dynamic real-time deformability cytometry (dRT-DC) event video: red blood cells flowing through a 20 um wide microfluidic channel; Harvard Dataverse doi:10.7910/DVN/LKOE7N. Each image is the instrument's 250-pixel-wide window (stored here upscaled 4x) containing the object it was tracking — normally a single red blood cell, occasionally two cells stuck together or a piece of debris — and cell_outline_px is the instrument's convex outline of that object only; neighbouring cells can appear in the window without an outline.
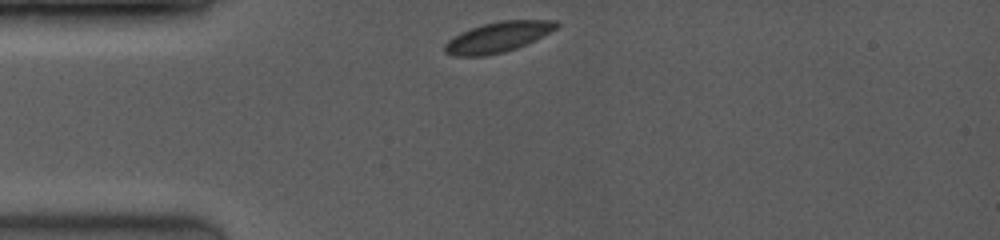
{"species": "common noctule bat (a hibernating species)", "species_latin": "Nyctalus noctula", "temperature_condition": "room temperature", "stored_images_in_passage": 47, "camera_frame_rate_fps": 3500, "um_per_image_px": 0.085, "animal": {"sex": "female", "body_mass_g": 19.0, "forearm_length_mm": 53.3}, "frame": {"image": 1, "passage_image": 1, "time_ms": 0.0, "image_size_px": [1000, 240], "cell_outline_px": [[560, 24], [556, 28], [516, 48], [504, 52], [484, 56], [452, 56], [444, 52], [444, 44], [452, 36], [460, 32], [484, 24], [500, 20], [556, 20]], "centroid_in_image_um": [42.25, 3.15], "position_along_channel_um": 42.8, "area_um2": 19.54}}
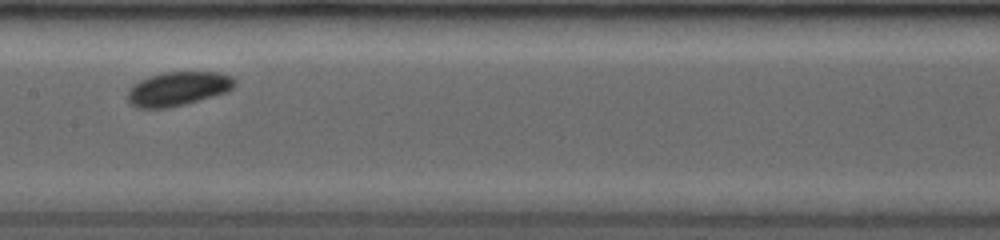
{"frame": {"image": 2, "passage_image": 19, "time_ms": 4.286, "image_size_px": [1000, 240], "cell_outline_px": [[236, 84], [228, 92], [184, 104], [168, 108], [136, 108], [128, 100], [128, 92], [132, 84], [148, 76], [164, 72], [220, 72], [232, 76], [236, 80]], "centroid_in_image_um": [15.14, 7.53], "position_along_channel_um": 192.3, "area_um2": 21.33}}
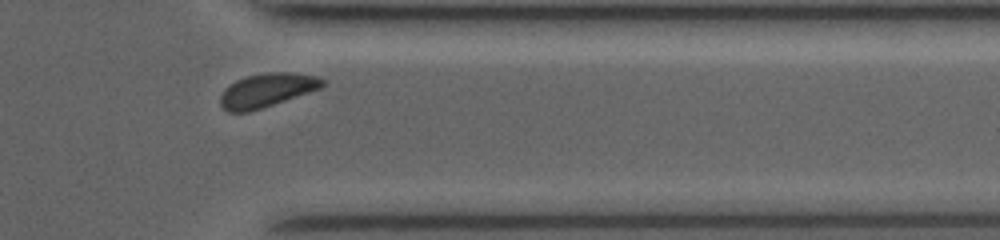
{"frame": {"image": 3, "passage_image": 41, "time_ms": 9.143, "image_size_px": [1000, 240], "cell_outline_px": [[328, 84], [320, 88], [248, 112], [228, 112], [220, 104], [220, 96], [224, 88], [236, 80], [248, 76], [268, 72], [292, 72], [316, 76], [328, 80]], "centroid_in_image_um": [22.7, 7.65], "position_along_channel_um": 388.7, "area_um2": 19.94}, "authors_computed_cell_mechanics": {"area_um2": 20.6924, "velocity_mm_per_s": 4.0238, "shape_relaxation_time_tau1_ms": 1.901, "shape_relaxation_time_tau2_ms": null, "deformation_change_tau1": 0.0525, "deformation_change_tau2": null}}